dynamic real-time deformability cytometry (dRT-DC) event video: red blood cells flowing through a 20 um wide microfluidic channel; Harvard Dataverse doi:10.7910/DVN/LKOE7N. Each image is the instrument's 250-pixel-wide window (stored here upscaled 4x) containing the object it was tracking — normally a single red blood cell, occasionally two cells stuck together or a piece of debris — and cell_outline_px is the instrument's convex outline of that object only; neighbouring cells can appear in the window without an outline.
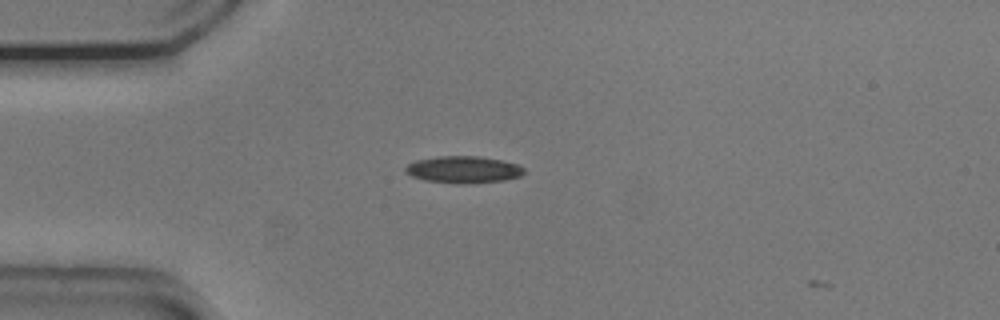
{"species": "common noctule bat (a hibernating species)", "species_latin": "Nyctalus noctula", "temperature_condition": "cold", "stored_images_in_passage": 5, "camera_frame_rate_fps": 3000, "um_per_image_px": 0.085, "animal": {"sex": "male", "body_mass_g": 20.5, "forearm_length_mm": 52.5}, "frame": {"image": 1, "passage_image": 3, "time_ms": 0.667, "image_size_px": [1000, 320], "cell_outline_px": [[524, 172], [520, 176], [504, 180], [460, 184], [424, 180], [412, 176], [404, 172], [404, 168], [408, 164], [416, 160], [440, 156], [480, 156], [520, 164], [524, 168]], "centroid_in_image_um": [39.38, 14.41], "position_along_channel_um": 45.6, "area_um2": 18.61}}